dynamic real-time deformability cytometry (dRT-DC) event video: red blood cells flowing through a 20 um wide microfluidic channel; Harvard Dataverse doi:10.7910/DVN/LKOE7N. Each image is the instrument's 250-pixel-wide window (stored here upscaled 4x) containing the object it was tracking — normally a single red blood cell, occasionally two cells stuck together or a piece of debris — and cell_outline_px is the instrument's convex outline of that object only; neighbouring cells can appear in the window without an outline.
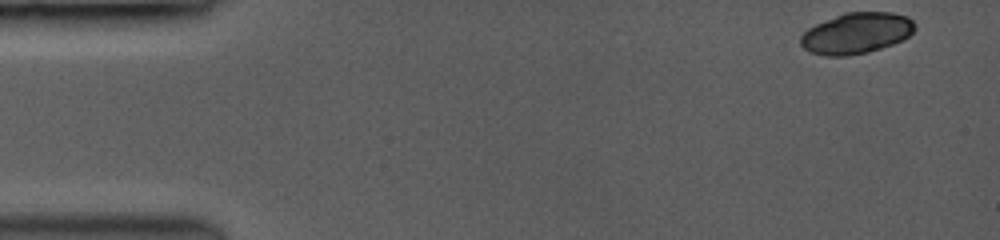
{"species": "common noctule bat (a hibernating species)", "species_latin": "Nyctalus noctula", "temperature_condition": "room temperature", "stored_images_in_passage": 54, "camera_frame_rate_fps": 3500, "um_per_image_px": 0.085, "animal": {"sex": "female", "body_mass_g": 19.0, "forearm_length_mm": 53.3}, "frame": {"image": 1, "passage_image": 1, "time_ms": 0.0, "image_size_px": [1000, 240], "cell_outline_px": [[916, 28], [908, 36], [892, 44], [880, 48], [864, 52], [840, 56], [828, 56], [812, 52], [804, 48], [800, 44], [800, 36], [808, 28], [816, 24], [836, 16], [848, 12], [892, 12], [904, 16], [912, 20]], "centroid_in_image_um": [72.78, 2.81], "position_along_channel_um": 12.2, "area_um2": 26.7}}
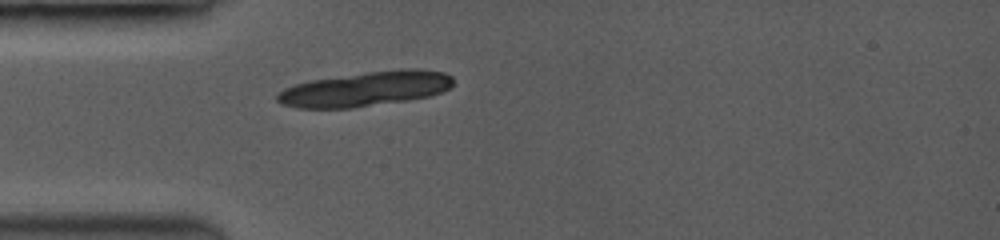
{"frame": {"image": 2, "passage_image": 15, "time_ms": 4.0, "image_size_px": [1000, 240], "cell_outline_px": [[452, 84], [448, 88], [440, 92], [428, 96], [404, 100], [348, 108], [300, 108], [284, 104], [276, 100], [276, 96], [284, 88], [296, 84], [312, 80], [368, 72], [444, 72], [452, 76]], "centroid_in_image_um": [30.94, 7.6], "position_along_channel_um": 54.1, "area_um2": 33.7}}